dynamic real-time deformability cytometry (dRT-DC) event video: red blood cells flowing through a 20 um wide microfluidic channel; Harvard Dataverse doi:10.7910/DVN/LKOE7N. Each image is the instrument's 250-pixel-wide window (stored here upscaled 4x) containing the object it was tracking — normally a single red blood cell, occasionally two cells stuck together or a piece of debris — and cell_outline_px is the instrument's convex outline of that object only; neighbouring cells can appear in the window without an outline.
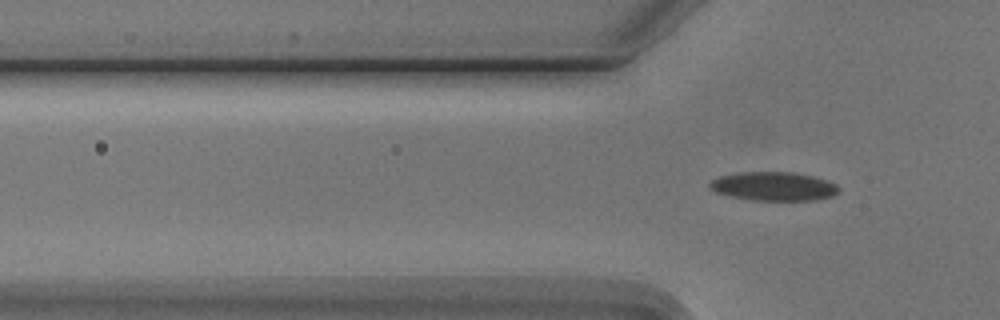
{"species": "Egyptian fruit bat (a non-hibernating species)", "species_latin": "Rousettus aegyptiacus", "temperature_condition": "cold", "stored_images_in_passage": 3, "segment_of_instrument_passage": [2, 2], "camera_frame_rate_fps": 3000, "um_per_image_px": 0.085, "animal": {"sex": "male"}, "frame": {"image": 1, "passage_image": 3, "time_ms": 3.333, "image_size_px": [1000, 320], "cell_outline_px": [[840, 188], [832, 196], [816, 200], [752, 200], [732, 196], [716, 192], [708, 188], [708, 184], [712, 180], [720, 176], [740, 172], [792, 172], [812, 176], [828, 180], [836, 184]], "centroid_in_image_um": [65.76, 15.83], "position_along_channel_um": 60.0, "area_um2": 21.56}}